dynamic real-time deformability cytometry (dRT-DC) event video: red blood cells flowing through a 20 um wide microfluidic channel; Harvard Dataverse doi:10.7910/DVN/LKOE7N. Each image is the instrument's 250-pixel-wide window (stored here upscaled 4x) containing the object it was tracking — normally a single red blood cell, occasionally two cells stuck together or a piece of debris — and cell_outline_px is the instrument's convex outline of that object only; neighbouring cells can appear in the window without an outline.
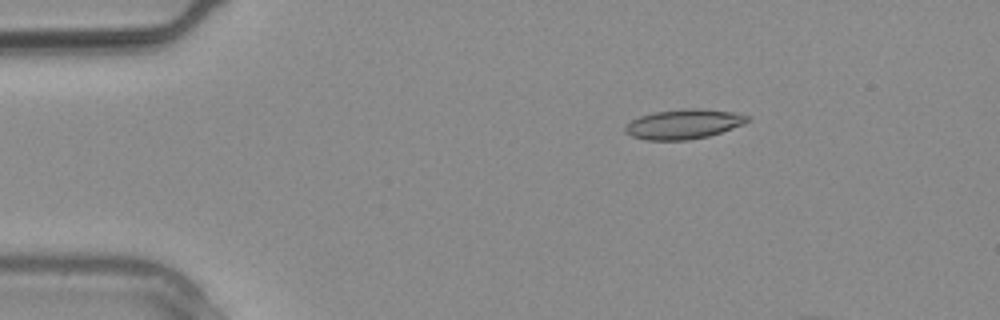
{"species": "common noctule bat (a hibernating species)", "species_latin": "Nyctalus noctula", "temperature_condition": "warm", "stored_images_in_passage": 3, "camera_frame_rate_fps": 3000, "um_per_image_px": 0.085, "animal": {"sex": "male", "body_mass_g": 20.4}, "frame": {"image": 1, "passage_image": 1, "time_ms": 0.0, "image_size_px": [1000, 320], "cell_outline_px": [[752, 120], [744, 124], [708, 136], [688, 140], [644, 140], [632, 136], [624, 132], [624, 128], [632, 120], [640, 116], [656, 112], [684, 108], [700, 108], [732, 112], [748, 116]], "centroid_in_image_um": [58.11, 10.55], "position_along_channel_um": 26.9, "area_um2": 21.1}}